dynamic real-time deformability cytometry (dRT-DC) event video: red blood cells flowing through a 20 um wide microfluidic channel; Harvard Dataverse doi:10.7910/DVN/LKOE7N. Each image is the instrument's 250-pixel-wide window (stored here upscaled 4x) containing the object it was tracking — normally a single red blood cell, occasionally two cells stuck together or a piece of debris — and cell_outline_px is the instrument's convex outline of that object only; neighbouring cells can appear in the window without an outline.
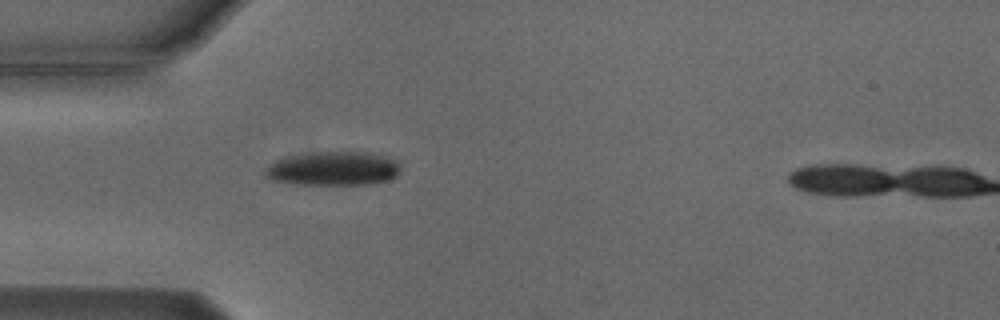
{"species": "Egyptian fruit bat (a non-hibernating species)", "species_latin": "Rousettus aegyptiacus", "temperature_condition": "cold", "stored_images_in_passage": 5, "camera_frame_rate_fps": 3000, "um_per_image_px": 0.085, "animal": {"sex": "male"}, "frame": {"image": 1, "passage_image": 4, "time_ms": 4.333, "image_size_px": [1000, 320], "cell_outline_px": [[400, 172], [396, 176], [388, 180], [368, 184], [292, 184], [272, 180], [264, 176], [264, 168], [268, 164], [276, 160], [288, 156], [312, 152], [368, 152], [396, 160], [400, 168]], "centroid_in_image_um": [28.27, 14.33], "position_along_channel_um": 56.7, "area_um2": 26.88}}